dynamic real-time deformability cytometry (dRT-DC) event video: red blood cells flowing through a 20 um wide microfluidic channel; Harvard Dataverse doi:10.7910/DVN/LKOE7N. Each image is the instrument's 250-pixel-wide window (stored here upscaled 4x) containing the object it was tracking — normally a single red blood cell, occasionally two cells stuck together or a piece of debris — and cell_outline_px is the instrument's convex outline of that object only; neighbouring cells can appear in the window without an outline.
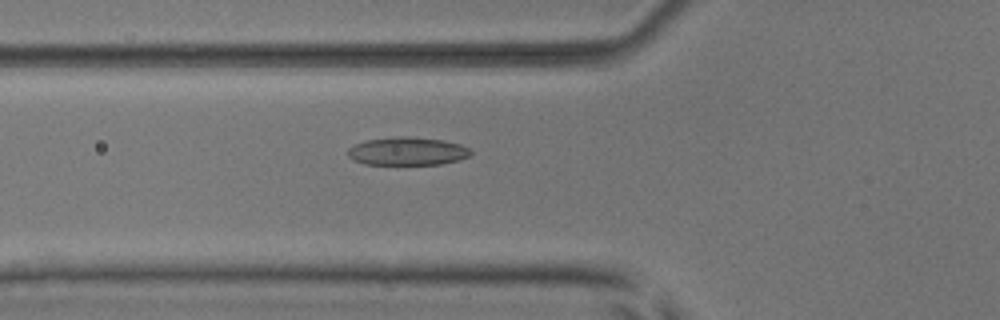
{"species": "common noctule bat (a hibernating species)", "species_latin": "Nyctalus noctula", "temperature_condition": "room temperature", "stored_images_in_passage": 42, "camera_frame_rate_fps": 3000, "um_per_image_px": 0.085, "animal": {"sex": "male", "body_mass_g": 17.9, "forearm_length_mm": 54.2}, "frame": {"image": 1, "passage_image": 9, "time_ms": 2.667, "image_size_px": [1000, 320], "cell_outline_px": [[472, 156], [460, 160], [440, 164], [364, 164], [352, 160], [348, 156], [348, 148], [364, 140], [396, 136], [408, 136], [444, 140], [460, 144], [468, 148], [472, 152]], "centroid_in_image_um": [34.63, 12.85], "position_along_channel_um": 91.2, "area_um2": 20.35}}
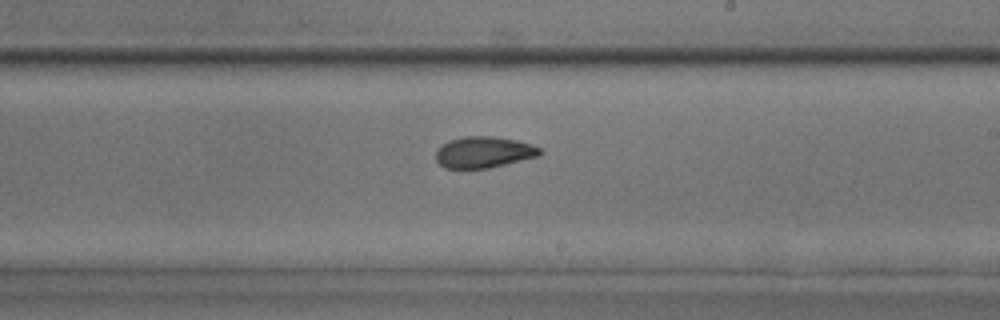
{"frame": {"image": 2, "passage_image": 21, "time_ms": 6.667, "image_size_px": [1000, 320], "cell_outline_px": [[544, 152], [540, 156], [488, 168], [444, 168], [436, 160], [436, 148], [440, 144], [448, 140], [464, 136], [492, 136], [516, 140], [532, 144], [540, 148]], "centroid_in_image_um": [41.11, 12.93], "position_along_channel_um": 247.9, "area_um2": 19.19}}
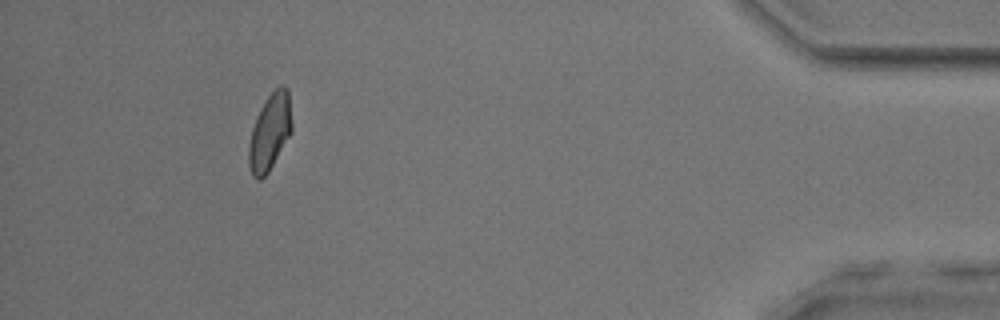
{"frame": {"image": 3, "passage_image": 38, "time_ms": 12.333, "image_size_px": [1000, 320], "cell_outline_px": [[292, 132], [268, 172], [260, 180], [256, 180], [252, 176], [248, 164], [248, 148], [252, 128], [260, 108], [268, 96], [280, 84], [284, 84], [288, 88], [292, 124]], "centroid_in_image_um": [22.94, 11.22], "position_along_channel_um": 412.3, "area_um2": 19.31}, "authors_computed_cell_mechanics": {"area_um2": 19.3341, "velocity_mm_per_s": 3.9265, "shape_relaxation_time_tau1_ms": 8.0053, "shape_relaxation_time_tau2_ms": 2.3227, "deformation_change_tau1": 0.1831, "deformation_change_tau2": 0.0761}}